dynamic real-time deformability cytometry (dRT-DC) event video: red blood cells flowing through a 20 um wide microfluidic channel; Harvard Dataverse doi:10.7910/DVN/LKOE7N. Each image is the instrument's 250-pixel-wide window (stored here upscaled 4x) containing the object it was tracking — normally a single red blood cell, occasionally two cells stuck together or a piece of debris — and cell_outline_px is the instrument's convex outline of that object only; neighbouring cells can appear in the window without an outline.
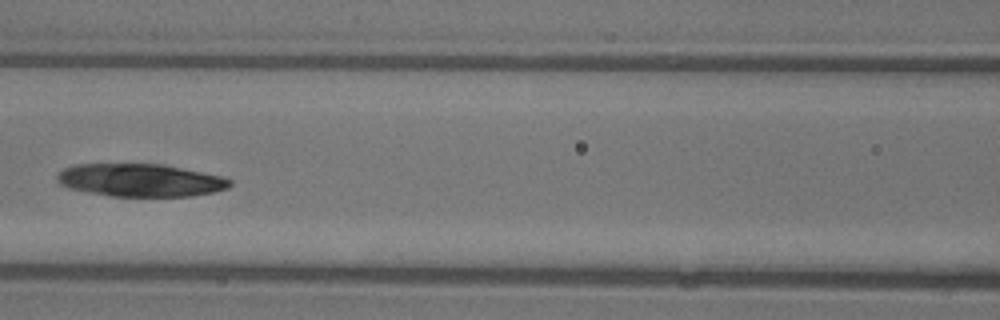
{"species": "common noctule bat (a hibernating species)", "species_latin": "Nyctalus noctula", "temperature_condition": "warm", "stored_images_in_passage": 39, "camera_frame_rate_fps": 3000, "um_per_image_px": 0.085, "animal": {"sex": "female"}, "frame": {"image": 1, "passage_image": 19, "time_ms": 6.0, "image_size_px": [1000, 320], "cell_outline_px": [[232, 184], [228, 188], [212, 192], [188, 196], [112, 196], [68, 188], [60, 184], [56, 180], [56, 176], [64, 168], [76, 164], [164, 164], [224, 176], [232, 180]], "centroid_in_image_um": [11.95, 15.31], "position_along_channel_um": 154.6, "area_um2": 33.06}}
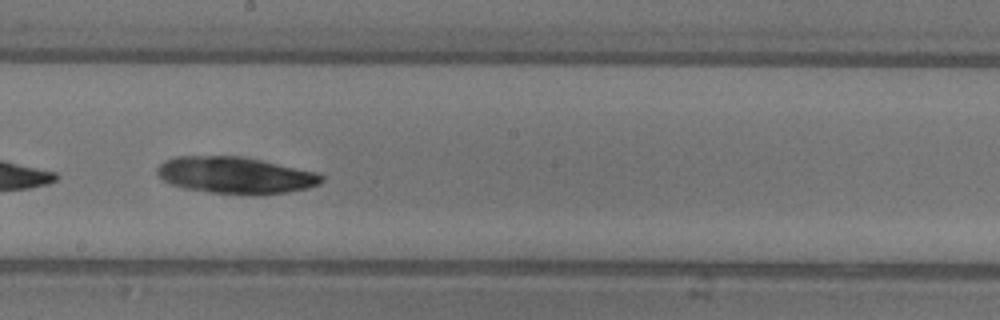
{"frame": {"image": 2, "passage_image": 24, "time_ms": 7.667, "image_size_px": [1000, 320], "cell_outline_px": [[324, 180], [320, 184], [308, 188], [288, 192], [252, 196], [212, 192], [180, 188], [164, 180], [156, 172], [156, 168], [164, 160], [176, 156], [244, 156], [320, 172], [324, 176]], "centroid_in_image_um": [20.07, 14.9], "position_along_channel_um": 228.1, "area_um2": 35.84}}
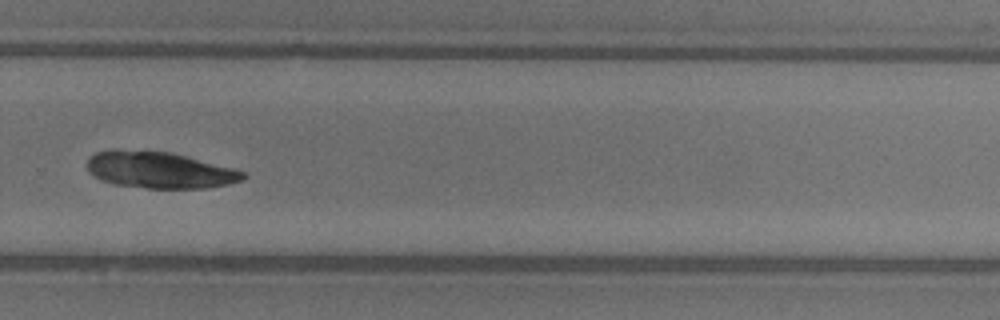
{"frame": {"image": 3, "passage_image": 30, "time_ms": 9.667, "image_size_px": [1000, 320], "cell_outline_px": [[248, 176], [240, 180], [228, 184], [208, 188], [148, 188], [116, 184], [100, 180], [88, 172], [88, 160], [96, 152], [112, 148], [172, 152], [232, 168], [244, 172]], "centroid_in_image_um": [13.53, 14.44], "position_along_channel_um": 316.3, "area_um2": 33.23}}